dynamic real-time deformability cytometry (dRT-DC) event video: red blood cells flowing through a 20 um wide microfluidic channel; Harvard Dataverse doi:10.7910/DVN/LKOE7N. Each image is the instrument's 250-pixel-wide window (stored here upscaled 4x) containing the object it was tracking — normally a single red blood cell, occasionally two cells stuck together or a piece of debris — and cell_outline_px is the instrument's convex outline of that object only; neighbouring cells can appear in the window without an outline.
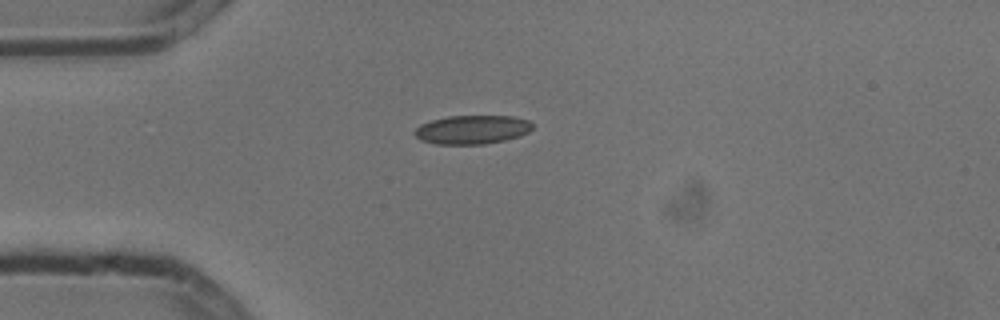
{"species": "common noctule bat (a hibernating species)", "species_latin": "Nyctalus noctula", "temperature_condition": "cold", "stored_images_in_passage": 7, "camera_frame_rate_fps": 3000, "um_per_image_px": 0.085, "animal": {"sex": "male", "body_mass_g": 13.3}, "frame": {"image": 1, "passage_image": 1, "time_ms": 0.0, "image_size_px": [1000, 320], "cell_outline_px": [[532, 128], [528, 132], [504, 140], [484, 144], [436, 144], [420, 140], [416, 136], [416, 128], [420, 124], [432, 120], [448, 116], [512, 116], [528, 120], [532, 124]], "centroid_in_image_um": [40.11, 11.01], "position_along_channel_um": 44.9, "area_um2": 19.54}}
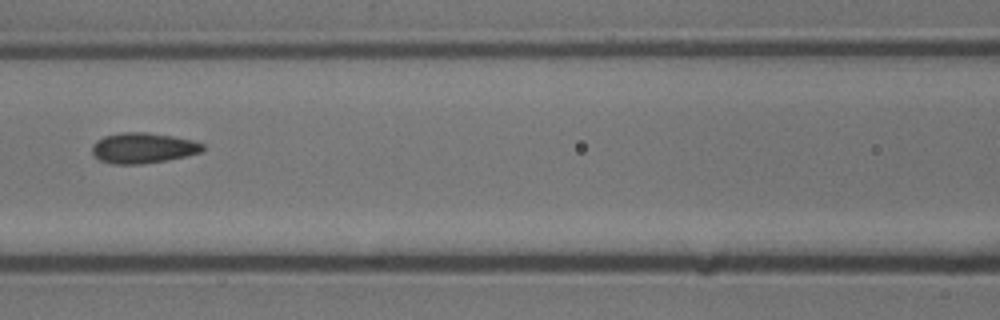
{"frame": {"image": 2, "passage_image": 4, "time_ms": 1.0, "image_size_px": [1000, 320], "cell_outline_px": [[204, 148], [200, 152], [184, 156], [164, 160], [140, 164], [116, 164], [100, 160], [92, 152], [92, 144], [96, 140], [104, 136], [124, 132], [144, 132], [172, 136], [192, 140], [204, 144]], "centroid_in_image_um": [12.13, 12.57], "position_along_channel_um": 154.5, "area_um2": 19.36}}
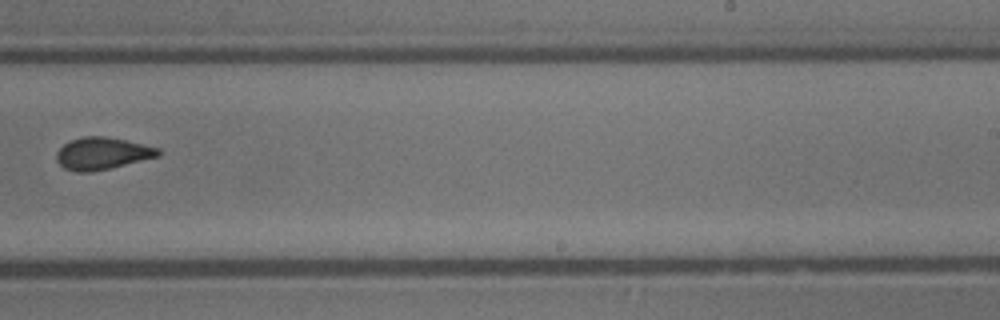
{"frame": {"image": 3, "passage_image": 7, "time_ms": 2.0, "image_size_px": [1000, 320], "cell_outline_px": [[160, 156], [92, 172], [76, 172], [64, 168], [56, 160], [56, 152], [64, 144], [72, 140], [84, 136], [104, 136], [124, 140], [160, 148]], "centroid_in_image_um": [8.67, 13.05], "position_along_channel_um": 280.3, "area_um2": 18.9}}